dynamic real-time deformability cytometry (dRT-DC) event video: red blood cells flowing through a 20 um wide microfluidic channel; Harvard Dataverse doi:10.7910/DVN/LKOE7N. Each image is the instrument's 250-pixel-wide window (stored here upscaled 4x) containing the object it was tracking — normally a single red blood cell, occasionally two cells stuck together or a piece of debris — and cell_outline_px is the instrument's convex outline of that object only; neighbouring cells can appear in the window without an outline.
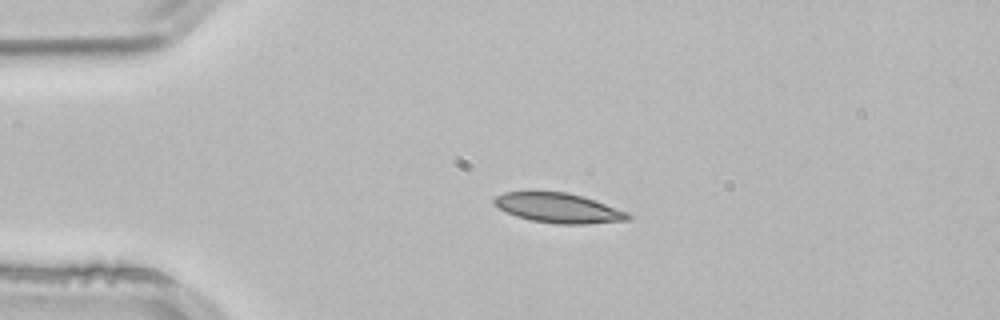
{"species": "common noctule bat (a hibernating species)", "species_latin": "Nyctalus noctula", "temperature_condition": "room temperature", "stored_images_in_passage": 1, "camera_frame_rate_fps": 3000, "um_per_image_px": 0.085, "animal": {"sex": "male", "body_mass_g": 21.5, "forearm_length_mm": 52.0}, "frame": {"image": 1, "passage_image": 1, "time_ms": 0.0, "image_size_px": [1000, 320], "cell_outline_px": [[632, 216], [628, 220], [584, 224], [556, 224], [532, 220], [516, 216], [492, 204], [492, 200], [496, 196], [504, 192], [568, 192], [628, 212]], "centroid_in_image_um": [47.44, 17.68], "position_along_channel_um": 37.6, "area_um2": 22.83}}